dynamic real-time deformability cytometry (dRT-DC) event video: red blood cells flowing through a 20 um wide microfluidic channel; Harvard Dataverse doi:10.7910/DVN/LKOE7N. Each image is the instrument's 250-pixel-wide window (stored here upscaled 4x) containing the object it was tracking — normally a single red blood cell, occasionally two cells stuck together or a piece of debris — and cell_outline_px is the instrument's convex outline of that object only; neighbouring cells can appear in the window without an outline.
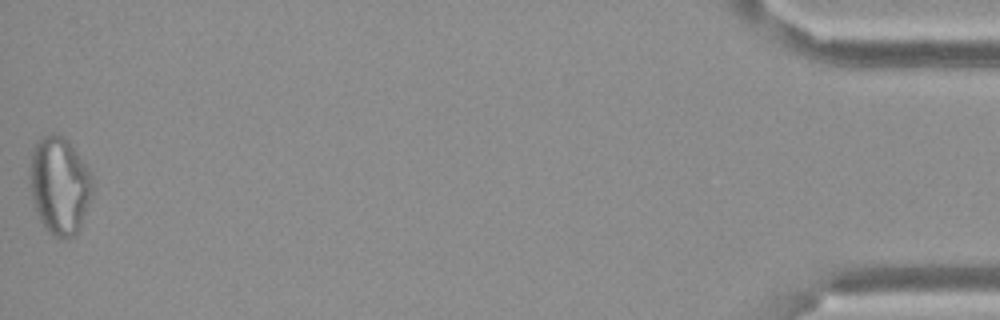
{"species": "Egyptian fruit bat (a non-hibernating species)", "species_latin": "Rousettus aegyptiacus", "temperature_condition": "cold", "stored_images_in_passage": 59, "camera_frame_rate_fps": 3000, "um_per_image_px": 0.085, "frame": {"image": 1, "passage_image": 59, "time_ms": 19.333, "image_size_px": [1000, 320], "cell_outline_px": [[92, 192], [80, 224], [76, 232], [72, 236], [52, 236], [44, 228], [32, 204], [28, 188], [28, 184], [32, 152], [36, 140], [44, 136], [56, 132], [64, 136], [68, 140], [92, 176]], "centroid_in_image_um": [4.99, 15.73], "position_along_channel_um": 430.2, "area_um2": 35.49}, "authors_computed_cell_mechanics": {"area_um2": 29.7092, "velocity_mm_per_s": 3.4146, "shape_relaxation_time_tau1_ms": null, "shape_relaxation_time_tau2_ms": 2.9602, "deformation_change_tau1": null, "deformation_change_tau2": 0.0992}}